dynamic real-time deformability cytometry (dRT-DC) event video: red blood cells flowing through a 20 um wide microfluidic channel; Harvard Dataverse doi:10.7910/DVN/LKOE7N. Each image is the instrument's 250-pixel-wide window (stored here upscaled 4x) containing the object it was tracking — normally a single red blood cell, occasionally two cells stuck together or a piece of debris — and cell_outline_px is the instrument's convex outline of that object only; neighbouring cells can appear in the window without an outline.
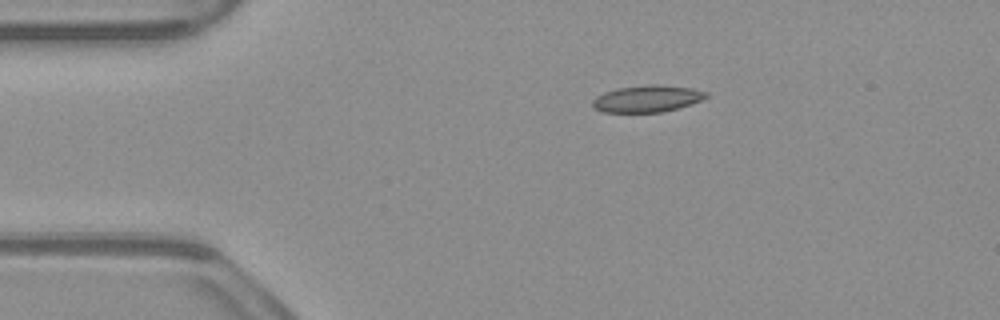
{"species": "common noctule bat (a hibernating species)", "species_latin": "Nyctalus noctula", "temperature_condition": "warm", "stored_images_in_passage": 43, "camera_frame_rate_fps": 3000, "um_per_image_px": 0.085, "animal": {"sex": "male", "body_mass_g": 23.1, "forearm_length_mm": 52.7}, "frame": {"image": 1, "passage_image": 1, "time_ms": 0.0, "image_size_px": [1000, 320], "cell_outline_px": [[708, 96], [700, 100], [664, 112], [604, 112], [592, 108], [592, 100], [596, 96], [604, 92], [616, 88], [648, 84], [656, 84], [692, 88], [708, 92]], "centroid_in_image_um": [54.96, 8.38], "position_along_channel_um": 30.0, "area_um2": 17.74}}
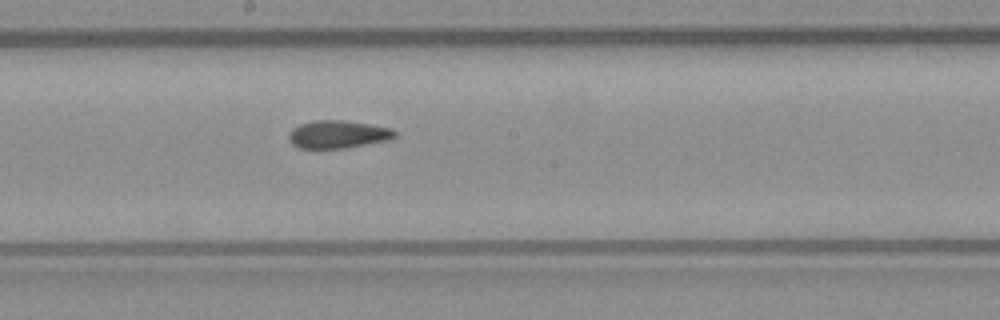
{"frame": {"image": 2, "passage_image": 19, "time_ms": 6.0, "image_size_px": [1000, 320], "cell_outline_px": [[396, 136], [388, 140], [344, 148], [300, 148], [292, 144], [288, 140], [288, 132], [292, 128], [300, 124], [316, 120], [344, 120], [392, 128], [396, 132]], "centroid_in_image_um": [28.69, 11.41], "position_along_channel_um": 219.5, "area_um2": 17.17}}
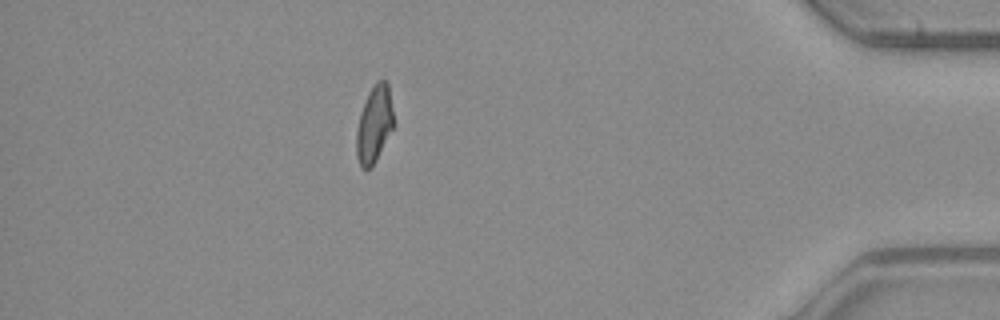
{"frame": {"image": 3, "passage_image": 37, "time_ms": 12.0, "image_size_px": [1000, 320], "cell_outline_px": [[396, 124], [372, 168], [360, 168], [356, 156], [356, 132], [360, 112], [368, 92], [376, 80], [384, 80], [388, 84]], "centroid_in_image_um": [31.83, 10.57], "position_along_channel_um": 403.4, "area_um2": 17.17}, "authors_computed_cell_mechanics": {"area_um2": 17.2822, "velocity_mm_per_s": 3.941, "shape_relaxation_time_tau1_ms": 8.1708, "shape_relaxation_time_tau2_ms": 2.8768, "deformation_change_tau1": 0.1786, "deformation_change_tau2": 0.0834}}